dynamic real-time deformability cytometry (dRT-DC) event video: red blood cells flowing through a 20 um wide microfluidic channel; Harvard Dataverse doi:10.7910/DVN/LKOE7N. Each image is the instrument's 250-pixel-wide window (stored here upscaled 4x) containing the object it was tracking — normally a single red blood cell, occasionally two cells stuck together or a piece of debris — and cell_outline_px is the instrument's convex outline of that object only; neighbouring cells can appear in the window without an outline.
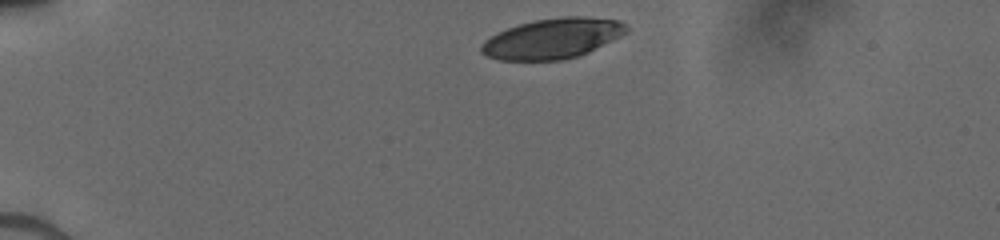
{"species": "human", "species_latin": "Homo sapiens", "temperature_condition": "cold", "stored_images_in_passage": 8, "camera_frame_rate_fps": 3000, "um_per_image_px": 0.085, "donor": {"sex": "male"}, "frame": {"image": 1, "passage_image": 1, "time_ms": 0.0, "image_size_px": [1000, 240], "cell_outline_px": [[628, 32], [580, 56], [564, 60], [496, 60], [480, 52], [480, 44], [484, 40], [496, 32], [520, 24], [536, 20], [560, 16], [584, 16], [620, 20], [628, 28]], "centroid_in_image_um": [46.95, 3.27], "position_along_channel_um": 38.1, "area_um2": 34.22}}
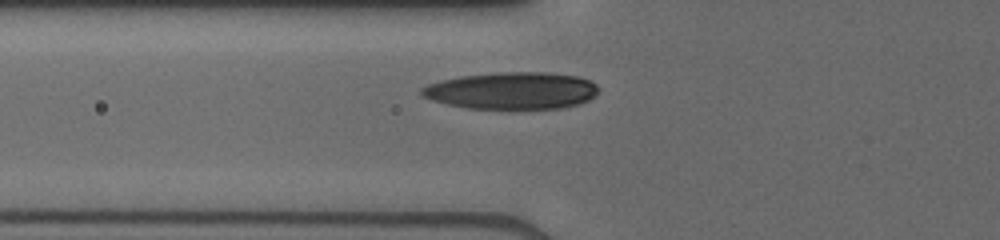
{"frame": {"image": 2, "passage_image": 5, "time_ms": 2.667, "image_size_px": [1000, 240], "cell_outline_px": [[600, 88], [588, 100], [580, 104], [560, 108], [512, 112], [468, 108], [448, 104], [432, 100], [424, 96], [420, 92], [420, 88], [428, 84], [440, 80], [460, 76], [496, 72], [548, 72], [580, 76], [592, 80]], "centroid_in_image_um": [43.54, 7.74], "position_along_channel_um": 82.3, "area_um2": 39.59}}
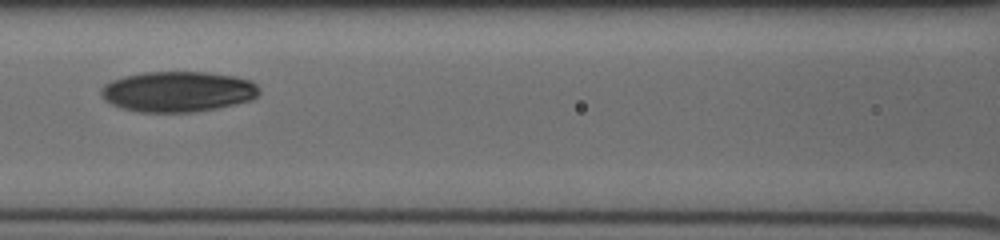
{"frame": {"image": 3, "passage_image": 7, "time_ms": 4.333, "image_size_px": [1000, 240], "cell_outline_px": [[260, 92], [252, 100], [236, 104], [216, 108], [188, 112], [140, 112], [124, 108], [112, 104], [104, 100], [100, 92], [100, 88], [104, 84], [112, 80], [124, 76], [140, 72], [208, 72], [236, 76], [252, 80], [260, 88]], "centroid_in_image_um": [15.13, 7.77], "position_along_channel_um": 151.5, "area_um2": 37.57}}